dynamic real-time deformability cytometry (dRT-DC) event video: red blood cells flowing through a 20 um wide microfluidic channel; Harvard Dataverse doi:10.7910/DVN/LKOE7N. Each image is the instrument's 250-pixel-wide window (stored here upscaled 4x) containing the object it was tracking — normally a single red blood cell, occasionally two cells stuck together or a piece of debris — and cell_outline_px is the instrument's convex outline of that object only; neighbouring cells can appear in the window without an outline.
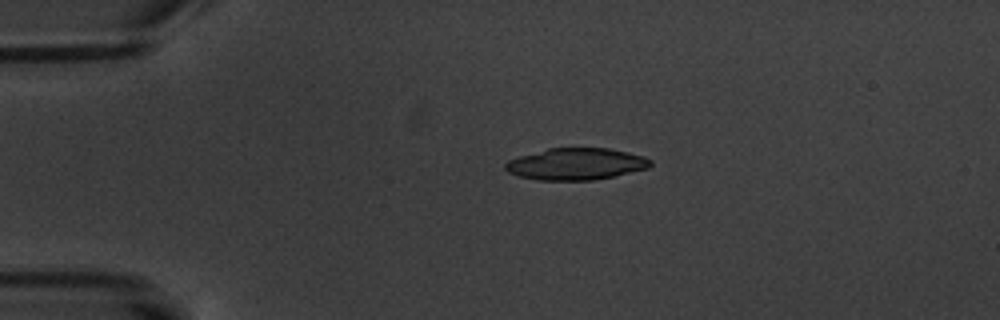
{"species": "common noctule bat (a hibernating species)", "species_latin": "Nyctalus noctula", "temperature_condition": "warm", "stored_images_in_passage": 16, "camera_frame_rate_fps": 3000, "um_per_image_px": 0.085, "animal": {"sex": "male", "body_mass_g": 20.1, "forearm_length_mm": 53.5}, "frame": {"image": 1, "passage_image": 3, "time_ms": 2.333, "image_size_px": [1000, 320], "cell_outline_px": [[652, 164], [648, 168], [616, 176], [592, 180], [536, 180], [520, 176], [508, 172], [504, 168], [504, 164], [508, 160], [520, 156], [548, 148], [608, 148], [628, 152], [644, 156], [652, 160]], "centroid_in_image_um": [48.98, 13.94], "position_along_channel_um": 36.0, "area_um2": 26.93}}
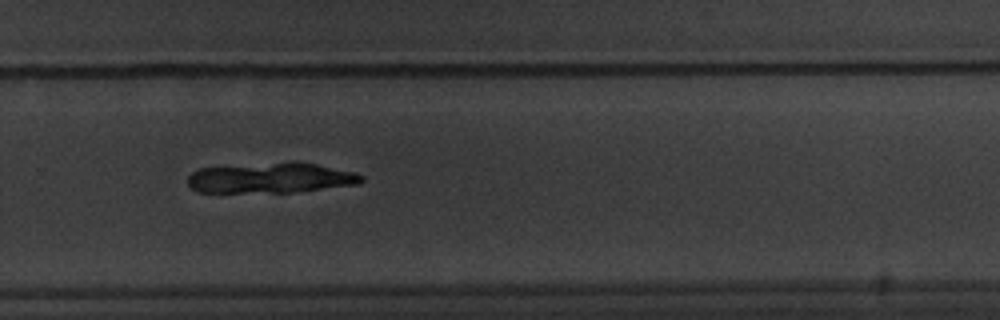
{"frame": {"image": 2, "passage_image": 11, "time_ms": 11.333, "image_size_px": [1000, 320], "cell_outline_px": [[364, 180], [356, 184], [292, 192], [196, 192], [188, 184], [188, 176], [192, 172], [200, 168], [220, 164], [316, 164], [356, 172], [364, 176]], "centroid_in_image_um": [22.93, 15.13], "position_along_channel_um": 306.9, "area_um2": 30.29}}
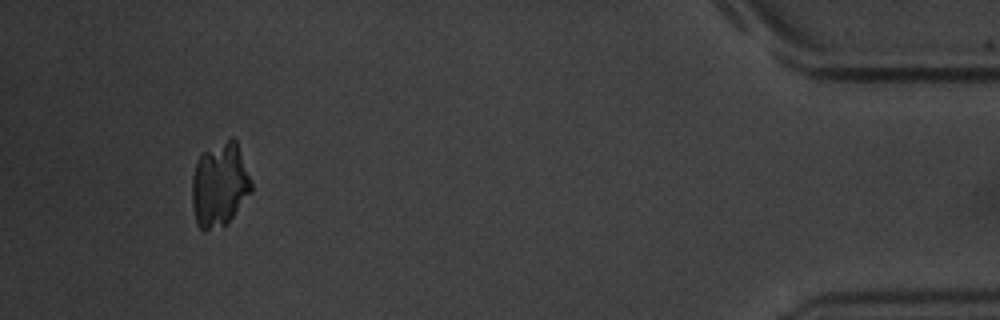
{"frame": {"image": 3, "passage_image": 15, "time_ms": 16.333, "image_size_px": [1000, 320], "cell_outline_px": [[252, 192], [228, 224], [204, 232], [196, 224], [192, 204], [192, 176], [196, 164], [200, 156], [204, 152], [232, 136], [236, 140], [252, 180]], "centroid_in_image_um": [18.69, 15.74], "position_along_channel_um": 416.5, "area_um2": 29.36}}